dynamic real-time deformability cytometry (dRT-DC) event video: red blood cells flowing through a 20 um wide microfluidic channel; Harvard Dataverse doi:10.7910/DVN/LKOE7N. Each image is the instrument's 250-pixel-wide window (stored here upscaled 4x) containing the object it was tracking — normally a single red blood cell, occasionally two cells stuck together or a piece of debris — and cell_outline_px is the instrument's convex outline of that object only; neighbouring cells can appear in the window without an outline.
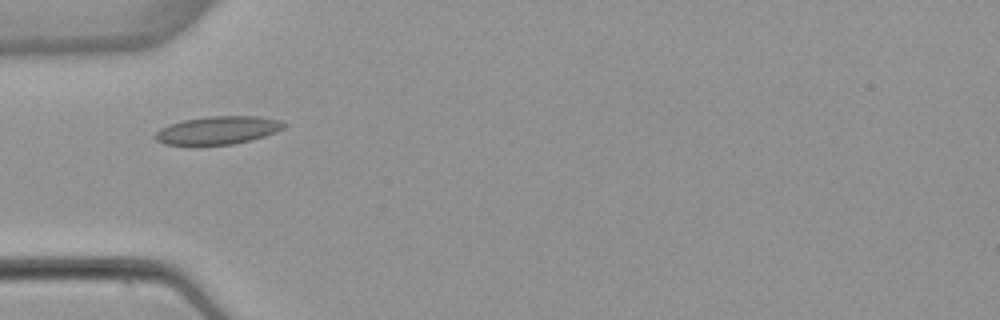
{"species": "common noctule bat (a hibernating species)", "species_latin": "Nyctalus noctula", "temperature_condition": "warm", "stored_images_in_passage": 6, "camera_frame_rate_fps": 3000, "um_per_image_px": 0.085, "animal": {"sex": "female", "body_mass_g": 22.7, "forearm_length_mm": 54.2}, "frame": {"image": 1, "passage_image": 3, "time_ms": 4.0, "image_size_px": [1000, 320], "cell_outline_px": [[288, 124], [284, 128], [276, 132], [252, 140], [232, 144], [196, 148], [164, 144], [156, 140], [152, 136], [160, 128], [168, 124], [184, 120], [208, 116], [256, 116], [280, 120]], "centroid_in_image_um": [18.45, 11.12], "position_along_channel_um": 66.6, "area_um2": 21.96}}
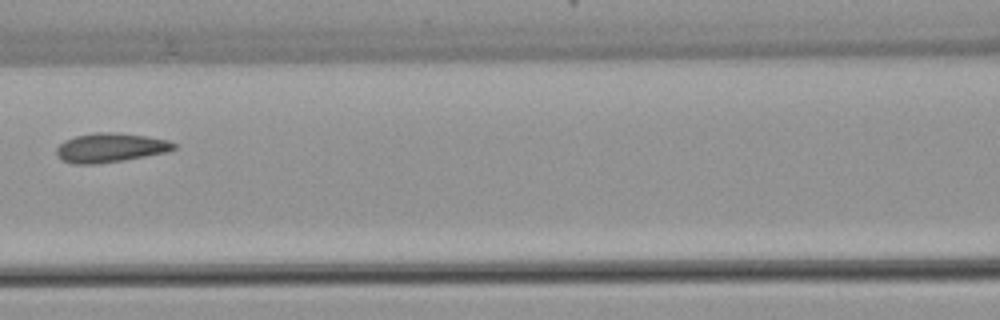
{"frame": {"image": 2, "passage_image": 5, "time_ms": 6.333, "image_size_px": [1000, 320], "cell_outline_px": [[176, 148], [168, 152], [124, 160], [100, 164], [72, 164], [60, 160], [56, 156], [56, 148], [64, 140], [76, 136], [96, 132], [112, 132], [144, 136], [168, 140], [176, 144]], "centroid_in_image_um": [9.34, 12.57], "position_along_channel_um": 157.3, "area_um2": 20.11}}
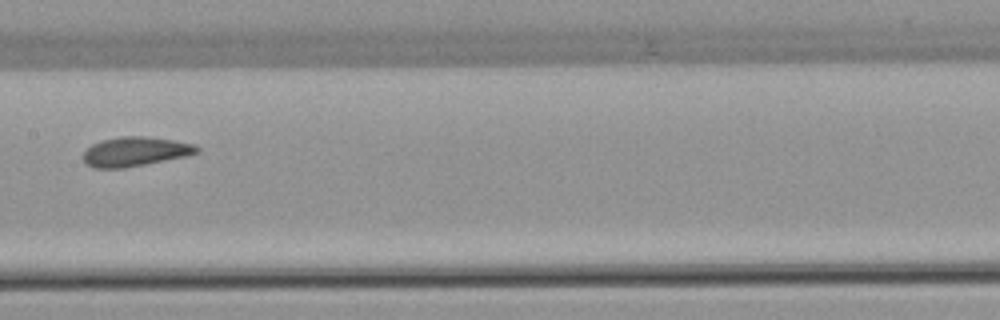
{"frame": {"image": 3, "passage_image": 6, "time_ms": 7.333, "image_size_px": [1000, 320], "cell_outline_px": [[200, 152], [188, 156], [124, 168], [92, 168], [84, 164], [84, 152], [92, 144], [100, 140], [120, 136], [144, 136], [172, 140], [192, 144], [200, 148]], "centroid_in_image_um": [11.47, 12.89], "position_along_channel_um": 195.9, "area_um2": 19.54}}